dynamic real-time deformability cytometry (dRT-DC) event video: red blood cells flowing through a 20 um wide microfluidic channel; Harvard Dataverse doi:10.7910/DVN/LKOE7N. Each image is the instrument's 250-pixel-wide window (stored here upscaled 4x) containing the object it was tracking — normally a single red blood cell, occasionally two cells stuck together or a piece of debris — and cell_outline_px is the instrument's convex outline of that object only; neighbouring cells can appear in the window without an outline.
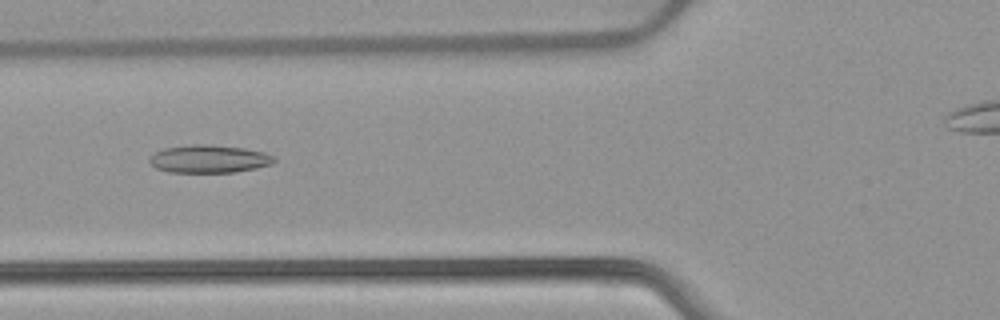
{"species": "common noctule bat (a hibernating species)", "species_latin": "Nyctalus noctula", "temperature_condition": "warm", "stored_images_in_passage": 47, "camera_frame_rate_fps": 3000, "um_per_image_px": 0.085, "animal": {"sex": "female", "body_mass_g": 22.7, "forearm_length_mm": 54.2}, "frame": {"image": 1, "passage_image": 20, "time_ms": 6.333, "image_size_px": [1000, 320], "cell_outline_px": [[276, 160], [272, 164], [256, 168], [232, 172], [168, 172], [156, 168], [148, 160], [148, 156], [164, 148], [188, 144], [212, 144], [244, 148], [264, 152], [276, 156]], "centroid_in_image_um": [17.77, 13.49], "position_along_channel_um": 108.0, "area_um2": 20.46}}
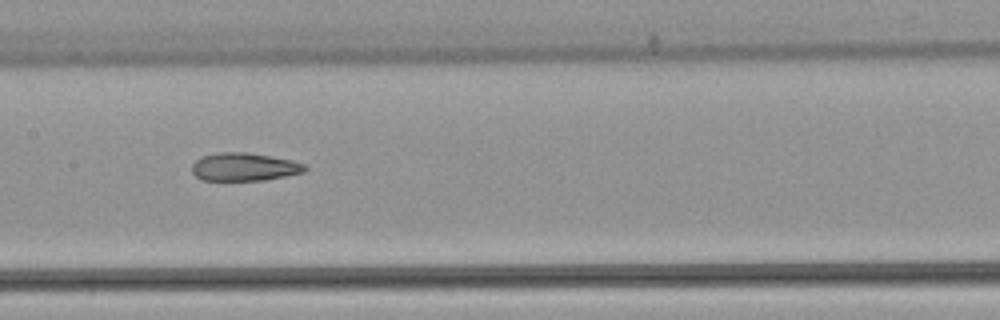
{"frame": {"image": 2, "passage_image": 26, "time_ms": 8.333, "image_size_px": [1000, 320], "cell_outline_px": [[308, 168], [304, 172], [264, 180], [200, 180], [192, 172], [192, 164], [200, 156], [216, 152], [248, 152], [292, 160], [304, 164]], "centroid_in_image_um": [20.73, 14.17], "position_along_channel_um": 186.7, "area_um2": 18.55}}
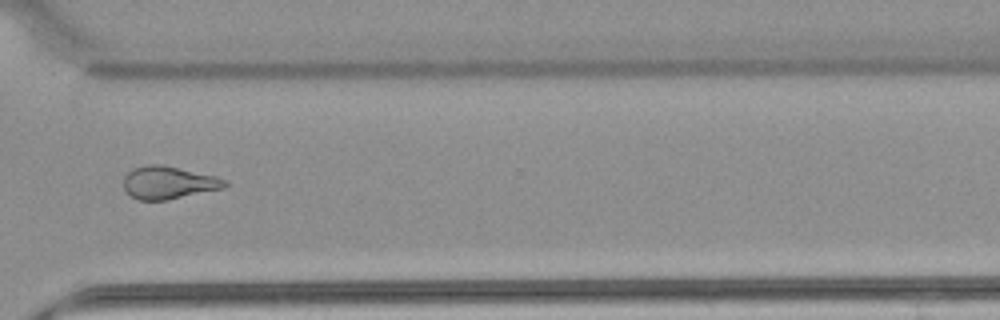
{"frame": {"image": 3, "passage_image": 39, "time_ms": 12.667, "image_size_px": [1000, 320], "cell_outline_px": [[228, 184], [224, 188], [168, 200], [136, 200], [128, 196], [124, 192], [124, 176], [132, 168], [148, 164], [160, 164], [216, 176], [228, 180]], "centroid_in_image_um": [14.29, 15.53], "position_along_channel_um": 356.3, "area_um2": 19.59}}